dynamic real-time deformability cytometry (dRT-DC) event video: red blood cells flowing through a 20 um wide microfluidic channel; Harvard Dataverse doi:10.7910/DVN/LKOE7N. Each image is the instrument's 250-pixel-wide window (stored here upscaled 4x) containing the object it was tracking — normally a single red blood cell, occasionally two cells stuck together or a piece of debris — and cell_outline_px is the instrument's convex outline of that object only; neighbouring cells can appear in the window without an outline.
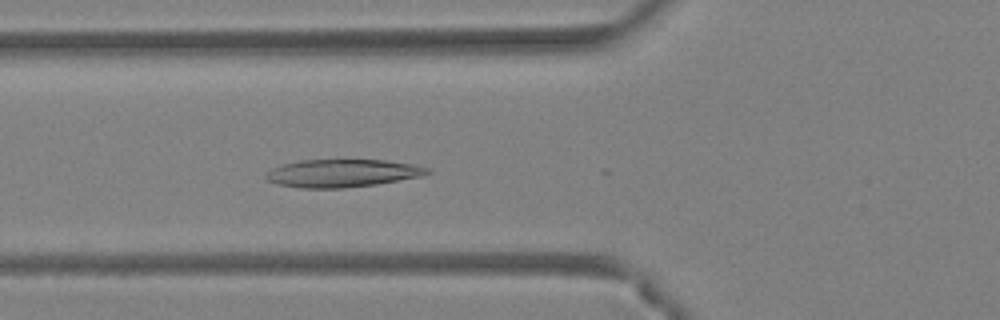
{"species": "Egyptian fruit bat (a non-hibernating species)", "species_latin": "Rousettus aegyptiacus", "temperature_condition": "warm", "stored_images_in_passage": 28, "camera_frame_rate_fps": 3000, "um_per_image_px": 0.085, "animal": {"sex": "female"}, "frame": {"image": 1, "passage_image": 18, "time_ms": 5.667, "image_size_px": [1000, 320], "cell_outline_px": [[432, 172], [420, 176], [376, 184], [344, 188], [300, 188], [276, 184], [268, 180], [264, 176], [272, 168], [284, 164], [300, 160], [384, 160], [412, 164], [428, 168]], "centroid_in_image_um": [29.06, 14.72], "position_along_channel_um": 96.7, "area_um2": 25.95}}
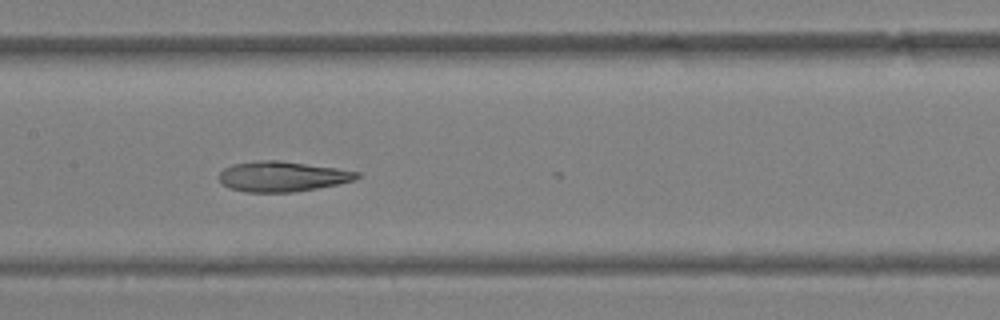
{"frame": {"image": 2, "passage_image": 24, "time_ms": 7.667, "image_size_px": [1000, 320], "cell_outline_px": [[360, 176], [356, 180], [340, 184], [292, 192], [248, 192], [228, 188], [220, 184], [220, 172], [224, 168], [232, 164], [256, 160], [280, 160], [336, 168], [360, 172]], "centroid_in_image_um": [23.99, 14.99], "position_along_channel_um": 183.4, "area_um2": 24.45}}
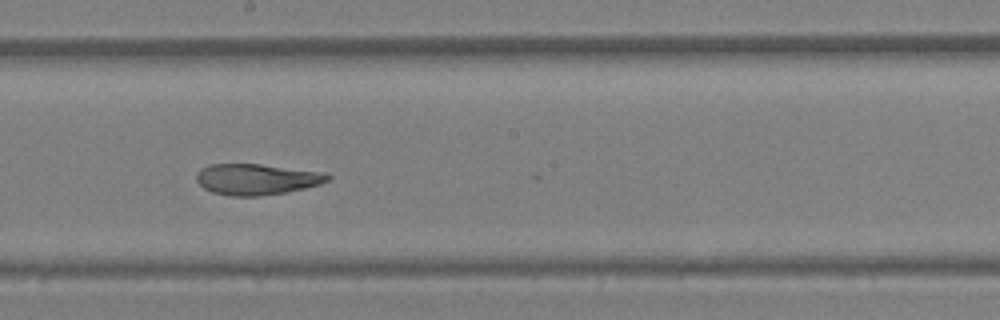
{"frame": {"image": 3, "passage_image": 27, "time_ms": 8.667, "image_size_px": [1000, 320], "cell_outline_px": [[332, 176], [328, 180], [320, 184], [288, 192], [256, 196], [228, 196], [212, 192], [204, 188], [196, 180], [196, 172], [200, 168], [208, 164], [260, 164], [328, 172]], "centroid_in_image_um": [21.82, 15.23], "position_along_channel_um": 226.4, "area_um2": 23.99}}